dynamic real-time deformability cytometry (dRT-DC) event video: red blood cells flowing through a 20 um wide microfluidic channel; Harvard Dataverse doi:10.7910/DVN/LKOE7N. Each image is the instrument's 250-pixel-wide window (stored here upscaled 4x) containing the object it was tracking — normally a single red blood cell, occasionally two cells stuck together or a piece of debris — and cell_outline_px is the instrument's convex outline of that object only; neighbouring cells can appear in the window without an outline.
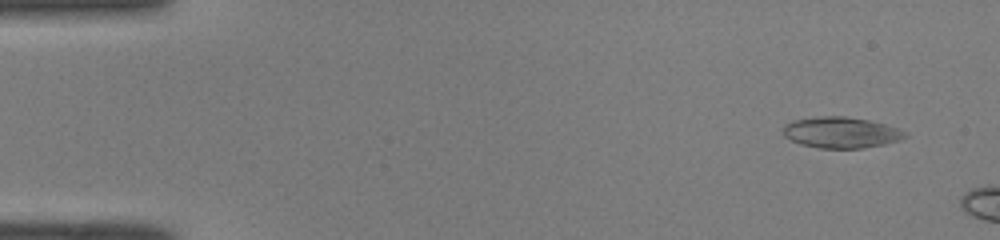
{"species": "common noctule bat (a hibernating species)", "species_latin": "Nyctalus noctula", "temperature_condition": "room temperature", "stored_images_in_passage": 9, "camera_frame_rate_fps": 3000, "um_per_image_px": 0.085, "animal": {"sex": "male", "body_mass_g": 19.0, "forearm_length_mm": 50.8}, "frame": {"image": 1, "passage_image": 4, "time_ms": 1.0, "image_size_px": [1000, 240], "cell_outline_px": [[908, 136], [900, 140], [884, 144], [864, 148], [820, 148], [800, 144], [784, 136], [784, 124], [796, 120], [816, 116], [844, 116], [868, 120], [900, 128], [908, 132]], "centroid_in_image_um": [71.53, 11.26], "position_along_channel_um": 13.5, "area_um2": 22.08}}